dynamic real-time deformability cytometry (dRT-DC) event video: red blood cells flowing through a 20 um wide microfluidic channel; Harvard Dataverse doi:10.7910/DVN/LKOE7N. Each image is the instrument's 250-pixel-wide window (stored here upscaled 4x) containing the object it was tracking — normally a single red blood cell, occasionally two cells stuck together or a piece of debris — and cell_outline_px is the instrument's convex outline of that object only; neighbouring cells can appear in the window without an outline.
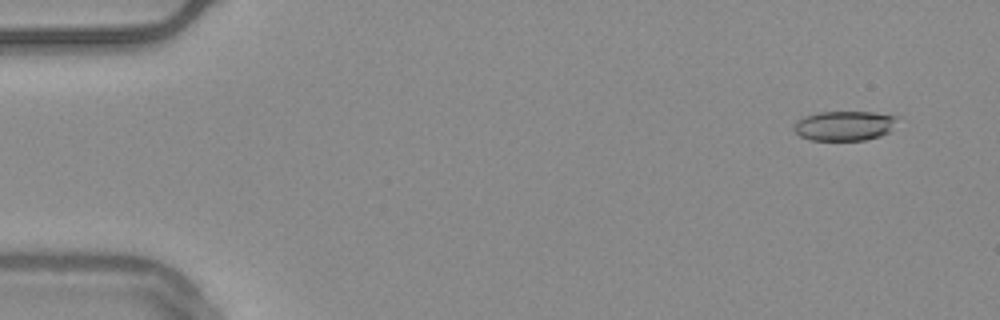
{"species": "common noctule bat (a hibernating species)", "species_latin": "Nyctalus noctula", "temperature_condition": "warm", "stored_images_in_passage": 55, "camera_frame_rate_fps": 3000, "um_per_image_px": 0.085, "animal": {"sex": "male", "body_mass_g": 20.4}, "frame": {"image": 1, "passage_image": 4, "time_ms": 1.0, "image_size_px": [1000, 320], "cell_outline_px": [[900, 116], [888, 132], [880, 136], [864, 140], [808, 140], [800, 136], [792, 128], [796, 120], [804, 116], [816, 112], [872, 112]], "centroid_in_image_um": [71.74, 10.68], "position_along_channel_um": 13.3, "area_um2": 18.03}}
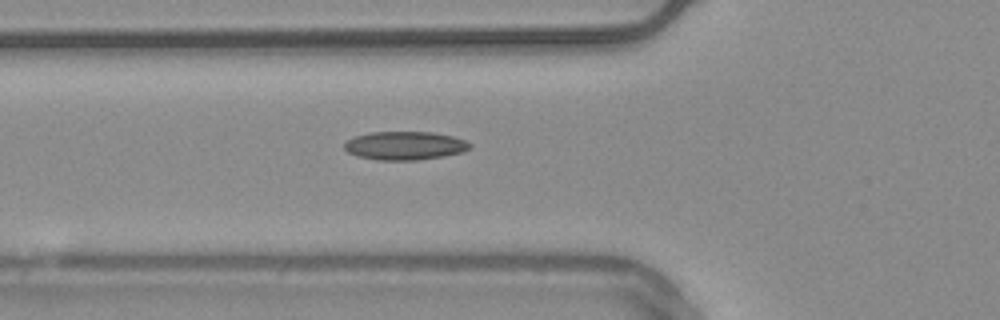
{"frame": {"image": 2, "passage_image": 20, "time_ms": 6.333, "image_size_px": [1000, 320], "cell_outline_px": [[472, 148], [464, 152], [444, 156], [416, 160], [376, 160], [356, 156], [348, 152], [344, 148], [344, 144], [348, 140], [356, 136], [372, 132], [432, 132], [452, 136], [464, 140], [472, 144]], "centroid_in_image_um": [34.44, 12.39], "position_along_channel_um": 91.4, "area_um2": 20.87}}
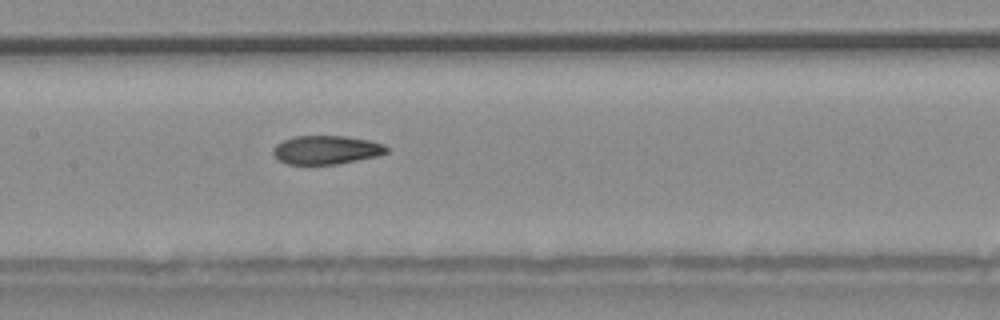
{"frame": {"image": 3, "passage_image": 27, "time_ms": 8.667, "image_size_px": [1000, 320], "cell_outline_px": [[388, 152], [376, 156], [336, 164], [288, 164], [276, 160], [272, 152], [272, 148], [276, 144], [292, 136], [344, 136], [368, 140], [384, 144], [388, 148]], "centroid_in_image_um": [27.68, 12.74], "position_along_channel_um": 179.7, "area_um2": 18.96}, "authors_computed_cell_mechanics": {"area_um2": 19.363, "velocity_mm_per_s": 3.7439, "shape_relaxation_time_tau1_ms": 10.0939, "shape_relaxation_time_tau2_ms": 3.5582, "deformation_change_tau1": 0.1903, "deformation_change_tau2": 0.1054}}